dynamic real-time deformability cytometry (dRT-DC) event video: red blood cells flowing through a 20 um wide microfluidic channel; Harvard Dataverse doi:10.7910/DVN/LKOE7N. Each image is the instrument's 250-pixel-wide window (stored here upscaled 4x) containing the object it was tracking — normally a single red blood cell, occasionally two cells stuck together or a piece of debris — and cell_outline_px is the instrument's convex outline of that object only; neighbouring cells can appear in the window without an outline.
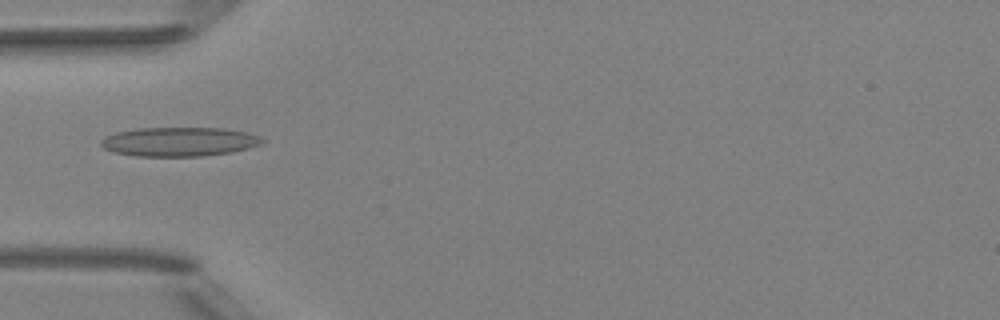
{"species": "Egyptian fruit bat (a non-hibernating species)", "species_latin": "Rousettus aegyptiacus", "temperature_condition": "room temperature", "stored_images_in_passage": 2, "camera_frame_rate_fps": 3000, "um_per_image_px": 0.085, "animal": {"sex": "female"}, "frame": {"image": 1, "passage_image": 1, "time_ms": 0.0, "image_size_px": [1000, 320], "cell_outline_px": [[264, 144], [232, 152], [200, 156], [136, 156], [112, 152], [104, 148], [100, 144], [100, 140], [104, 136], [116, 132], [136, 128], [224, 128], [248, 132], [260, 136], [264, 140]], "centroid_in_image_um": [15.23, 12.04], "position_along_channel_um": 69.8, "area_um2": 27.63}}
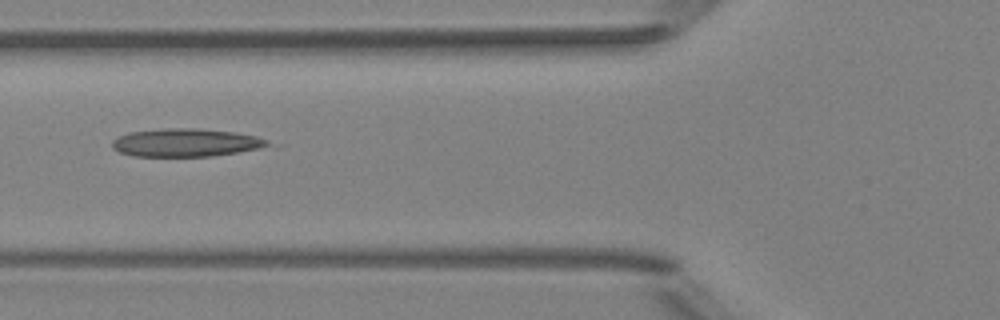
{"frame": {"image": 2, "passage_image": 2, "time_ms": 0.333, "image_size_px": [1000, 320], "cell_outline_px": [[268, 144], [260, 148], [212, 156], [132, 156], [120, 152], [112, 148], [112, 140], [128, 132], [164, 128], [196, 128], [236, 132], [256, 136], [268, 140]], "centroid_in_image_um": [15.75, 12.11], "position_along_channel_um": 110.1, "area_um2": 25.32}}